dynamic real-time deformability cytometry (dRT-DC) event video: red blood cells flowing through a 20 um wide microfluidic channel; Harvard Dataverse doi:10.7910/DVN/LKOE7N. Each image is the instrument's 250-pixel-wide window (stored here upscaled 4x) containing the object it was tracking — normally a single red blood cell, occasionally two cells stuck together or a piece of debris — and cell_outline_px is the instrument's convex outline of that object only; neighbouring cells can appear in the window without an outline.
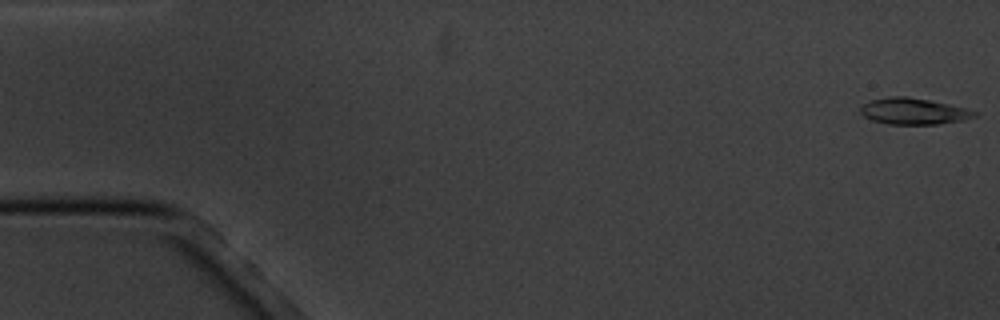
{"species": "common noctule bat (a hibernating species)", "species_latin": "Nyctalus noctula", "temperature_condition": "cold", "stored_images_in_passage": 5, "camera_frame_rate_fps": 3000, "um_per_image_px": 0.085, "animal": {"sex": "male", "body_mass_g": 20.1, "forearm_length_mm": 53.5}, "frame": {"image": 1, "passage_image": 1, "time_ms": 0.0, "image_size_px": [1000, 320], "cell_outline_px": [[980, 112], [976, 116], [964, 120], [936, 124], [888, 124], [872, 120], [864, 116], [860, 112], [860, 108], [864, 104], [872, 100], [888, 96], [908, 96], [948, 104]], "centroid_in_image_um": [77.66, 9.45], "position_along_channel_um": 7.3, "area_um2": 17.4}}
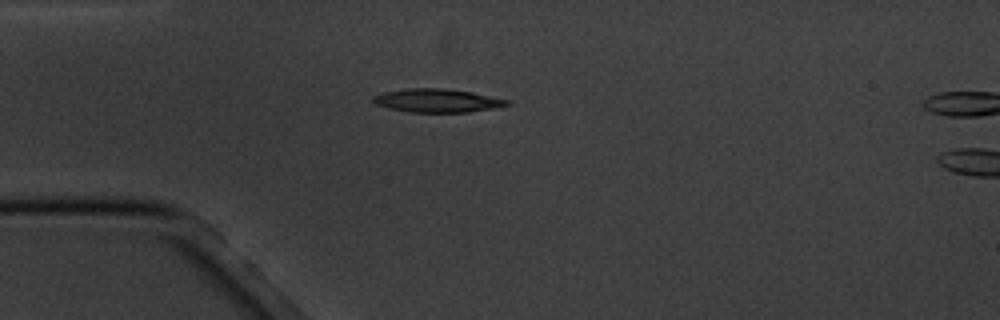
{"frame": {"image": 2, "passage_image": 4, "time_ms": 4.667, "image_size_px": [1000, 320], "cell_outline_px": [[512, 104], [492, 108], [468, 112], [408, 112], [388, 108], [376, 104], [372, 100], [372, 96], [384, 92], [408, 88], [444, 88], [472, 92], [512, 100]], "centroid_in_image_um": [37.18, 8.54], "position_along_channel_um": 47.8, "area_um2": 18.38}}